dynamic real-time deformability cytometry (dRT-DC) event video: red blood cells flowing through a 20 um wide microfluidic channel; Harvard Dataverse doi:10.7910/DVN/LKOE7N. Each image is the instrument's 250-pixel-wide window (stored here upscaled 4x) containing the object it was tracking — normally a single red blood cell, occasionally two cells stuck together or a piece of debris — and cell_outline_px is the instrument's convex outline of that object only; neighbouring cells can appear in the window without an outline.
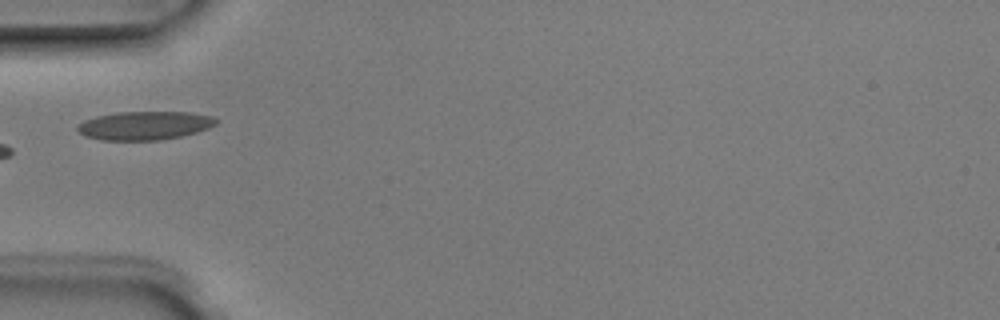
{"species": "Egyptian fruit bat (a non-hibernating species)", "species_latin": "Rousettus aegyptiacus", "temperature_condition": "room temperature", "stored_images_in_passage": 2, "camera_frame_rate_fps": 3000, "um_per_image_px": 0.085, "animal": {"sex": "male"}, "frame": {"image": 1, "passage_image": 1, "time_ms": 0.0, "image_size_px": [1000, 320], "cell_outline_px": [[220, 120], [216, 124], [208, 128], [196, 132], [180, 136], [160, 140], [100, 140], [88, 136], [80, 132], [76, 128], [76, 124], [84, 120], [96, 116], [116, 112], [188, 112], [212, 116]], "centroid_in_image_um": [12.29, 10.66], "position_along_channel_um": 72.7, "area_um2": 23.06}}
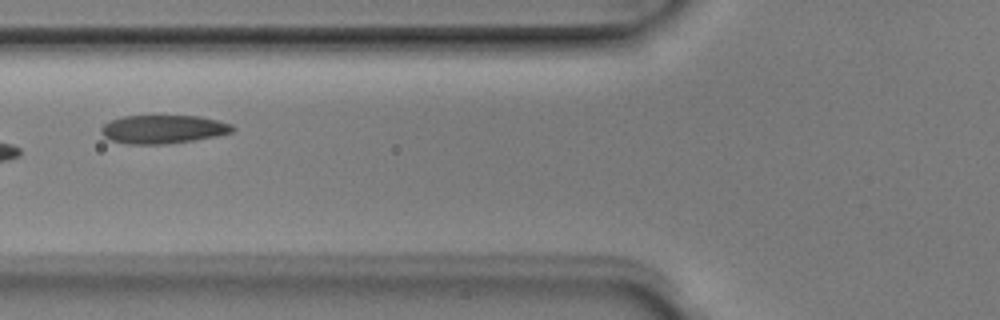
{"frame": {"image": 2, "passage_image": 2, "time_ms": 0.333, "image_size_px": [1000, 320], "cell_outline_px": [[236, 128], [232, 132], [216, 136], [192, 140], [164, 144], [128, 144], [112, 140], [104, 136], [100, 132], [100, 128], [104, 124], [112, 120], [124, 116], [200, 116], [220, 120], [232, 124]], "centroid_in_image_um": [13.89, 10.98], "position_along_channel_um": 111.9, "area_um2": 21.73}}